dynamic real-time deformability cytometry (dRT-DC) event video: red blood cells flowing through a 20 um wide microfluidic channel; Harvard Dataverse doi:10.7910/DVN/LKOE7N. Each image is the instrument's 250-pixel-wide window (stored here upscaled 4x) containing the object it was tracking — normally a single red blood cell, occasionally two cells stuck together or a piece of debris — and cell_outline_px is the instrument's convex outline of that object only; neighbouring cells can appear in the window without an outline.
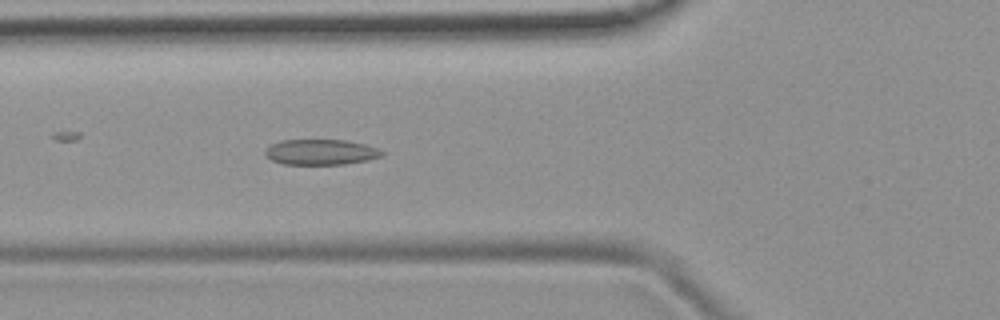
{"species": "common noctule bat (a hibernating species)", "species_latin": "Nyctalus noctula", "temperature_condition": "room temperature", "stored_images_in_passage": 51, "camera_frame_rate_fps": 3000, "um_per_image_px": 0.085, "animal": {"sex": "female", "body_mass_g": 19.9}, "frame": {"image": 1, "passage_image": 18, "time_ms": 5.667, "image_size_px": [1000, 320], "cell_outline_px": [[384, 152], [380, 156], [368, 160], [344, 164], [284, 164], [272, 160], [264, 152], [272, 144], [280, 140], [344, 140], [364, 144], [376, 148]], "centroid_in_image_um": [27.26, 12.92], "position_along_channel_um": 98.5, "area_um2": 17.05}}
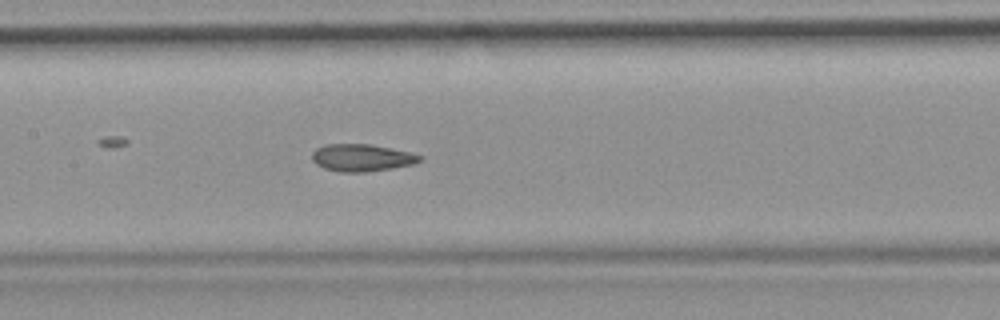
{"frame": {"image": 2, "passage_image": 24, "time_ms": 7.667, "image_size_px": [1000, 320], "cell_outline_px": [[424, 160], [412, 164], [392, 168], [364, 172], [340, 172], [324, 168], [316, 164], [312, 160], [312, 152], [316, 148], [324, 144], [372, 144], [392, 148], [424, 156]], "centroid_in_image_um": [30.75, 13.4], "position_along_channel_um": 176.7, "area_um2": 17.22}}
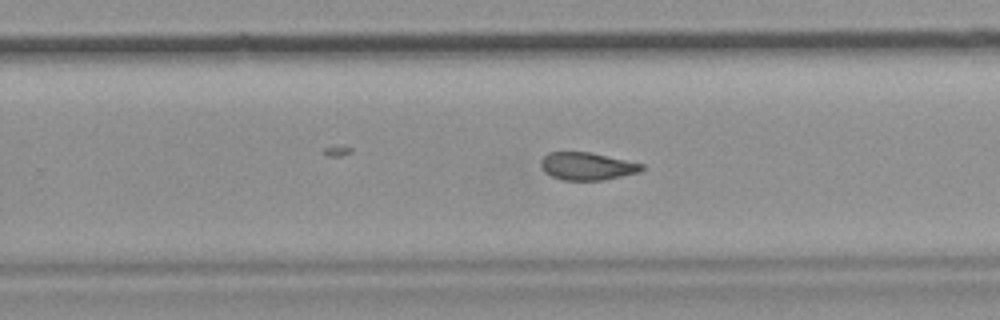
{"frame": {"image": 3, "passage_image": 32, "time_ms": 10.333, "image_size_px": [1000, 320], "cell_outline_px": [[644, 168], [640, 172], [604, 180], [564, 180], [552, 176], [544, 172], [540, 164], [540, 160], [548, 152], [588, 152], [644, 164]], "centroid_in_image_um": [49.89, 14.13], "position_along_channel_um": 279.9, "area_um2": 16.18}, "authors_computed_cell_mechanics": {"area_um2": 17.6868, "velocity_mm_per_s": 3.8913, "shape_relaxation_time_tau1_ms": null, "shape_relaxation_time_tau2_ms": 2.8328, "deformation_change_tau1": null, "deformation_change_tau2": 0.0866}}